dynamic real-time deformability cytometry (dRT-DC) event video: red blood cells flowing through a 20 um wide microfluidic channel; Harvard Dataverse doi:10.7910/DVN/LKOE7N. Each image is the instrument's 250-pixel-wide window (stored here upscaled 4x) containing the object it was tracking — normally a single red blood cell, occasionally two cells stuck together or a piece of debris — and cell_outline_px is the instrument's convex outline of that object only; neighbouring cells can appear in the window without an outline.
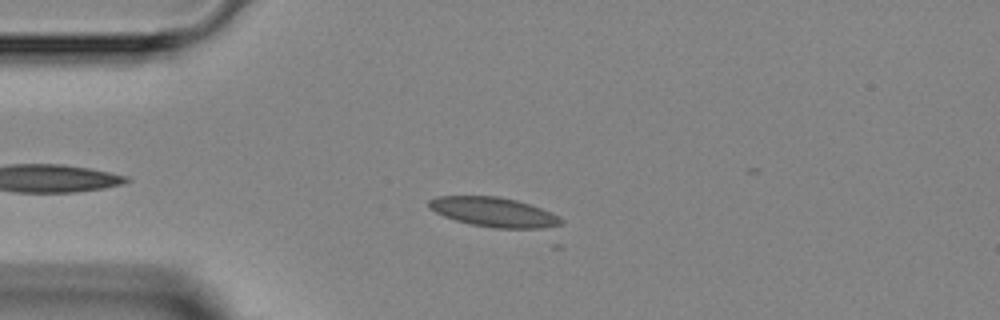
{"species": "Egyptian fruit bat (a non-hibernating species)", "species_latin": "Rousettus aegyptiacus", "temperature_condition": "room temperature", "stored_images_in_passage": 4, "camera_frame_rate_fps": 3000, "um_per_image_px": 0.085, "animal": {"sex": "female"}, "frame": {"image": 1, "passage_image": 3, "time_ms": 3.0, "image_size_px": [1000, 320], "cell_outline_px": [[564, 224], [556, 228], [496, 228], [472, 224], [456, 220], [444, 216], [428, 208], [428, 200], [436, 196], [496, 196], [516, 200], [552, 212], [560, 216], [564, 220]], "centroid_in_image_um": [42.03, 18.03], "position_along_channel_um": 43.0, "area_um2": 22.89}}
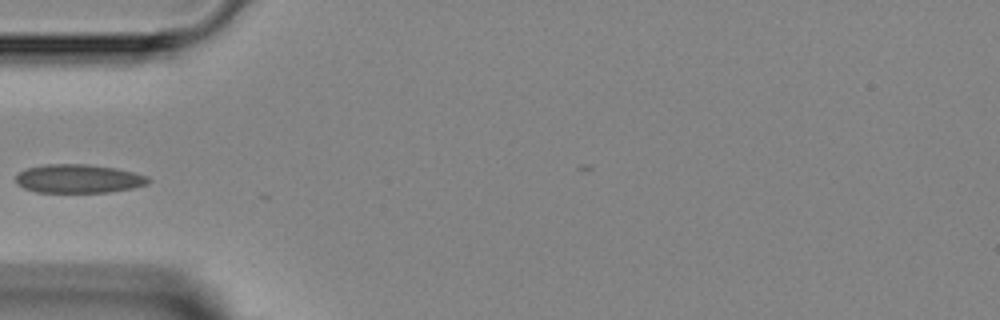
{"frame": {"image": 2, "passage_image": 4, "time_ms": 4.333, "image_size_px": [1000, 320], "cell_outline_px": [[152, 180], [148, 184], [132, 188], [108, 192], [36, 192], [24, 188], [16, 180], [16, 176], [20, 172], [28, 168], [44, 164], [88, 164], [116, 168], [148, 176]], "centroid_in_image_um": [6.71, 15.18], "position_along_channel_um": 78.3, "area_um2": 22.02}}